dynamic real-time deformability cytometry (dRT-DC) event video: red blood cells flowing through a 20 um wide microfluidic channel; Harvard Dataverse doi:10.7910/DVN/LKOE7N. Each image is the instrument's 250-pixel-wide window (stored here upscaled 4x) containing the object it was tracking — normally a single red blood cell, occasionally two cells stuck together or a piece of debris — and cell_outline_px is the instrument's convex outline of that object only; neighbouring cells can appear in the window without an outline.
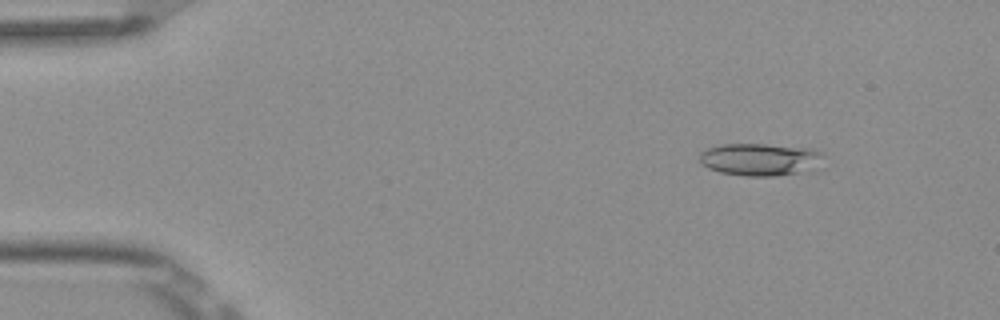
{"species": "Egyptian fruit bat (a non-hibernating species)", "species_latin": "Rousettus aegyptiacus", "temperature_condition": "room temperature", "stored_images_in_passage": 4, "camera_frame_rate_fps": 3000, "um_per_image_px": 0.085, "frame": {"image": 1, "passage_image": 2, "time_ms": 0.333, "image_size_px": [1000, 320], "cell_outline_px": [[824, 168], [776, 176], [744, 176], [720, 172], [708, 168], [700, 164], [700, 152], [708, 148], [720, 144], [764, 144], [812, 148], [824, 152]], "centroid_in_image_um": [64.71, 13.56], "position_along_channel_um": 20.3, "area_um2": 24.1}}
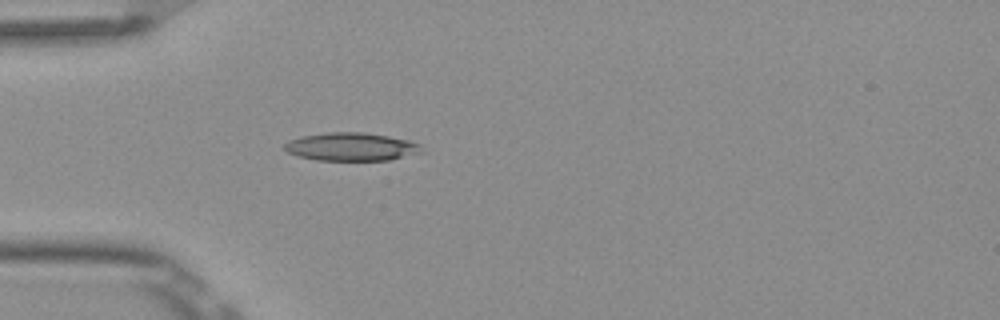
{"frame": {"image": 2, "passage_image": 4, "time_ms": 1.0, "image_size_px": [1000, 320], "cell_outline_px": [[424, 152], [388, 160], [316, 160], [296, 156], [288, 152], [284, 148], [284, 144], [288, 140], [300, 136], [328, 132], [364, 132], [388, 136], [408, 140], [420, 144]], "centroid_in_image_um": [29.84, 12.47], "position_along_channel_um": 55.2, "area_um2": 22.6}}